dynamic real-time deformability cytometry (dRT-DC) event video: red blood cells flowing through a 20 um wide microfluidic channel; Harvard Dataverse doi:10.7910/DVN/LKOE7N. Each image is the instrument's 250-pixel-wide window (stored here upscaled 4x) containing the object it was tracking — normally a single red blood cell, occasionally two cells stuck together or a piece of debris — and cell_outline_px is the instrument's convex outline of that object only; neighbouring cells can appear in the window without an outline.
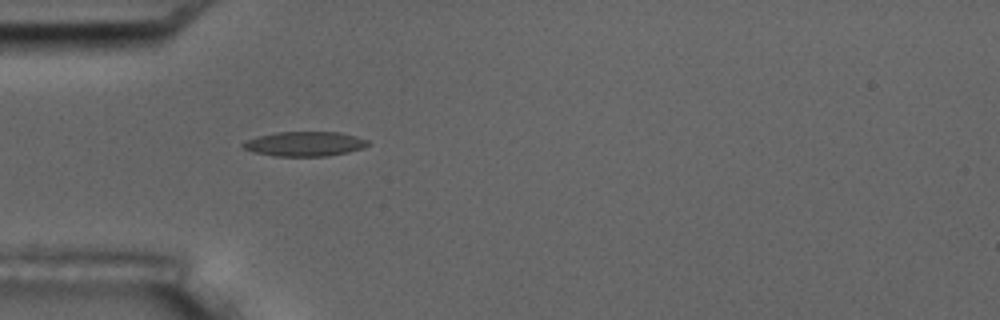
{"species": "common noctule bat (a hibernating species)", "species_latin": "Nyctalus noctula", "temperature_condition": "room temperature", "stored_images_in_passage": 4, "camera_frame_rate_fps": 3000, "um_per_image_px": 0.085, "animal": {"sex": "male", "body_mass_g": 17.5, "forearm_length_mm": 52.3}, "frame": {"image": 1, "passage_image": 4, "time_ms": 4.333, "image_size_px": [1000, 320], "cell_outline_px": [[372, 144], [364, 148], [348, 152], [328, 156], [272, 156], [252, 152], [244, 148], [240, 144], [244, 140], [256, 136], [276, 132], [340, 132], [356, 136], [368, 140]], "centroid_in_image_um": [25.89, 12.23], "position_along_channel_um": 59.1, "area_um2": 18.26}}